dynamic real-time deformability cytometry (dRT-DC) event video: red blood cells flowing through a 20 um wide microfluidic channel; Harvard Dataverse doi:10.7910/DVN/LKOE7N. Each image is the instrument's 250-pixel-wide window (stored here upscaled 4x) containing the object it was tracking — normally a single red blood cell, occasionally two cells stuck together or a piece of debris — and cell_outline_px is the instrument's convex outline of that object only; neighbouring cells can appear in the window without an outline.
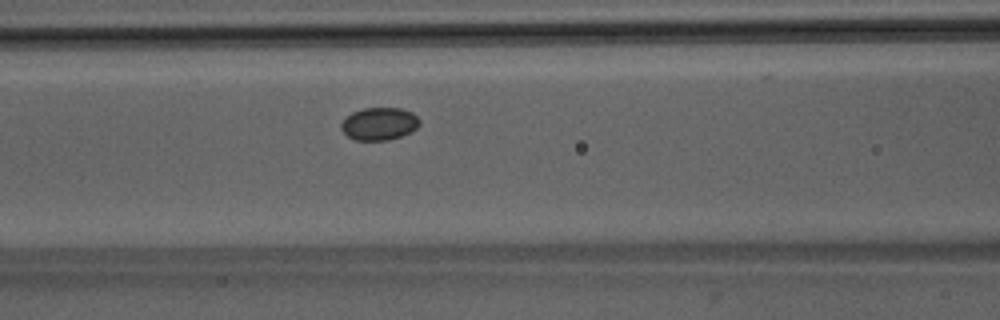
{"species": "Egyptian fruit bat (a non-hibernating species)", "species_latin": "Rousettus aegyptiacus", "temperature_condition": "room temperature", "stored_images_in_passage": 28, "camera_frame_rate_fps": 3000, "um_per_image_px": 0.085, "animal": {"sex": "male"}, "frame": {"image": 1, "passage_image": 5, "time_ms": 1.333, "image_size_px": [1000, 320], "cell_outline_px": [[416, 124], [412, 128], [396, 136], [368, 140], [352, 136], [344, 128], [344, 124], [352, 116], [360, 112], [376, 108], [384, 108], [404, 112], [412, 116], [416, 120]], "centroid_in_image_um": [32.23, 10.52], "position_along_channel_um": 134.4, "area_um2": 12.02}}
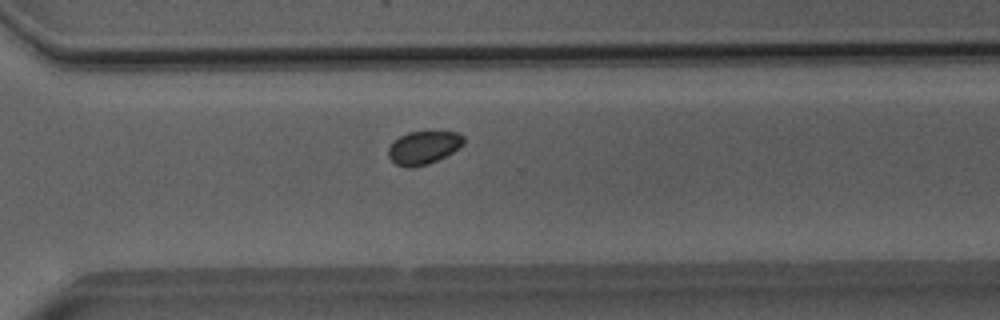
{"frame": {"image": 2, "passage_image": 20, "time_ms": 6.333, "image_size_px": [1000, 320], "cell_outline_px": [[460, 144], [448, 152], [432, 160], [420, 164], [400, 164], [392, 156], [392, 148], [404, 136], [420, 132], [448, 132], [460, 136]], "centroid_in_image_um": [36.04, 12.49], "position_along_channel_um": 334.6, "area_um2": 11.73}}